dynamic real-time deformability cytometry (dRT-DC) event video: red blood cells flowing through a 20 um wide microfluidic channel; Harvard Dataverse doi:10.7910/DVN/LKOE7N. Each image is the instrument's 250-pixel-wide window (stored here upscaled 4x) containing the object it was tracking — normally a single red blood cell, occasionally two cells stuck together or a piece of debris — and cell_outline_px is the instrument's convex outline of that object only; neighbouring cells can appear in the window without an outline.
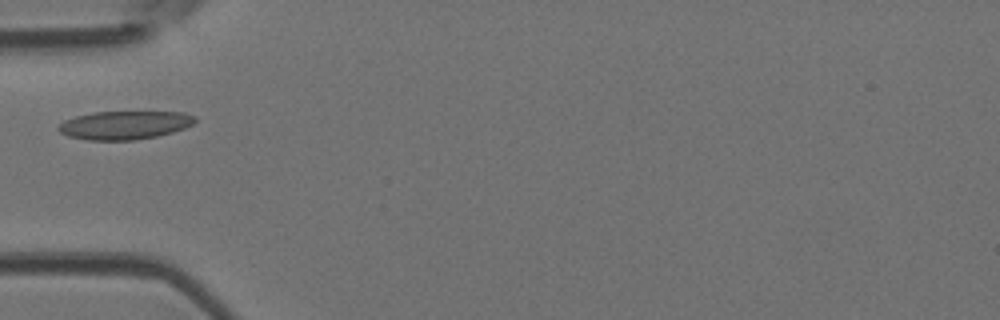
{"species": "Egyptian fruit bat (a non-hibernating species)", "species_latin": "Rousettus aegyptiacus", "temperature_condition": "room temperature", "stored_images_in_passage": 3, "camera_frame_rate_fps": 3000, "um_per_image_px": 0.085, "animal": {"sex": "female"}, "frame": {"image": 1, "passage_image": 3, "time_ms": 0.667, "image_size_px": [1000, 320], "cell_outline_px": [[196, 120], [192, 124], [184, 128], [172, 132], [156, 136], [136, 140], [88, 140], [68, 136], [60, 132], [56, 128], [64, 120], [76, 116], [96, 112], [184, 112], [196, 116]], "centroid_in_image_um": [10.59, 10.63], "position_along_channel_um": 74.4, "area_um2": 22.54}}